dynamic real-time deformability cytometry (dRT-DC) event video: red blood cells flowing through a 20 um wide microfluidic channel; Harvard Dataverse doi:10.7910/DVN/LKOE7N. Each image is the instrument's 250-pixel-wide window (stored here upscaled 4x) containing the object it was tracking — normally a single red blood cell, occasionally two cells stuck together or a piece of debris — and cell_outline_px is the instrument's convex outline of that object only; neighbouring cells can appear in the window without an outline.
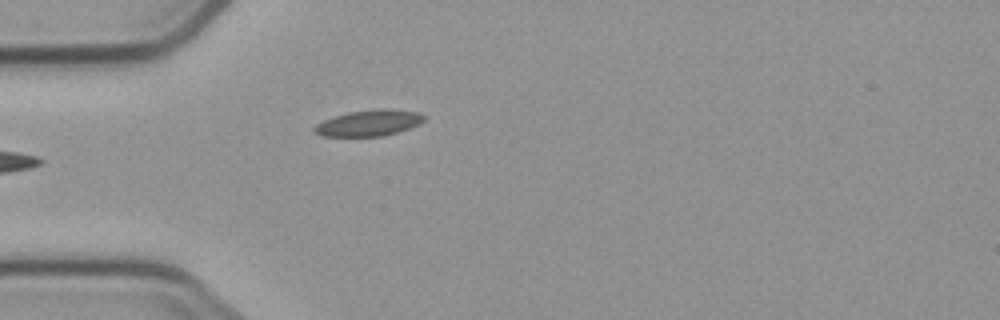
{"species": "common noctule bat (a hibernating species)", "species_latin": "Nyctalus noctula", "temperature_condition": "cold", "stored_images_in_passage": 5, "camera_frame_rate_fps": 3000, "um_per_image_px": 0.085, "animal": {"sex": "male", "body_mass_g": 23.1, "forearm_length_mm": 52.7}, "frame": {"image": 1, "passage_image": 5, "time_ms": 4.667, "image_size_px": [1000, 320], "cell_outline_px": [[428, 116], [424, 120], [408, 128], [384, 136], [320, 136], [312, 132], [312, 128], [316, 124], [332, 116], [348, 112], [376, 108], [392, 108], [420, 112]], "centroid_in_image_um": [31.33, 10.43], "position_along_channel_um": 53.7, "area_um2": 16.99}}